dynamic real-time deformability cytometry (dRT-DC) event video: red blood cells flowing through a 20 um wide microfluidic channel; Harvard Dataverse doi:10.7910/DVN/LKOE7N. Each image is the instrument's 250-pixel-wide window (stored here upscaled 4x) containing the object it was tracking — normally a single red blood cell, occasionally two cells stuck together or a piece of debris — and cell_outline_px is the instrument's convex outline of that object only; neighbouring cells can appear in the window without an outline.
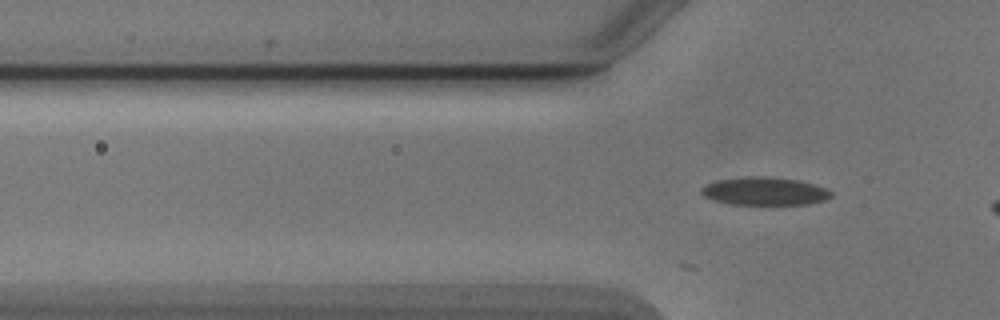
{"species": "Egyptian fruit bat (a non-hibernating species)", "species_latin": "Rousettus aegyptiacus", "temperature_condition": "cold", "stored_images_in_passage": 8, "camera_frame_rate_fps": 3000, "um_per_image_px": 0.085, "animal": {"sex": "male"}, "frame": {"image": 1, "passage_image": 8, "time_ms": 2.333, "image_size_px": [1000, 320], "cell_outline_px": [[832, 196], [824, 200], [808, 204], [732, 204], [712, 200], [704, 196], [700, 192], [700, 188], [716, 180], [748, 176], [772, 176], [800, 180], [824, 188], [832, 192]], "centroid_in_image_um": [64.97, 16.24], "position_along_channel_um": 60.8, "area_um2": 21.21}}